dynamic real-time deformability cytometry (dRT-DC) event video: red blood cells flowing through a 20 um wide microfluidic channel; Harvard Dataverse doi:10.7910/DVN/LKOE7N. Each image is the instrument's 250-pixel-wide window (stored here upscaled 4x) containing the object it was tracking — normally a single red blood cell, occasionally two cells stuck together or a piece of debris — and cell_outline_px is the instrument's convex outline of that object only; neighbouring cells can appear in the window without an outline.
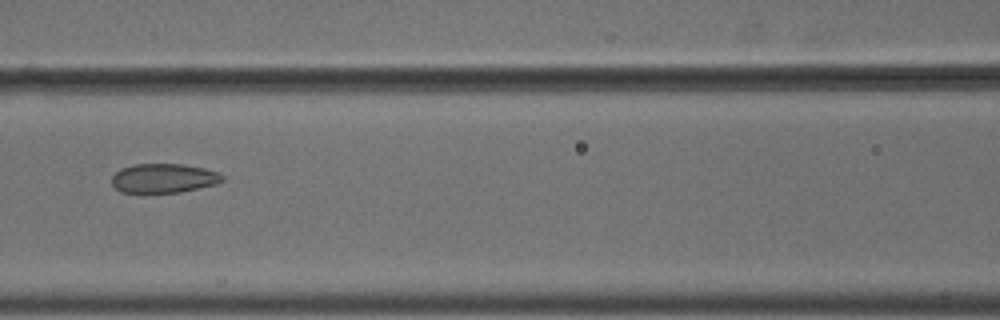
{"species": "common noctule bat (a hibernating species)", "species_latin": "Nyctalus noctula", "temperature_condition": "cold", "stored_images_in_passage": 8, "camera_frame_rate_fps": 3000, "um_per_image_px": 0.085, "animal": {"sex": "male", "body_mass_g": 18.8}, "frame": {"image": 1, "passage_image": 7, "time_ms": 2.0, "image_size_px": [1000, 320], "cell_outline_px": [[224, 180], [216, 184], [180, 192], [144, 196], [140, 196], [120, 192], [112, 184], [112, 176], [120, 168], [132, 164], [184, 164], [204, 168], [220, 172], [224, 176]], "centroid_in_image_um": [13.86, 15.19], "position_along_channel_um": 152.7, "area_um2": 19.83}}
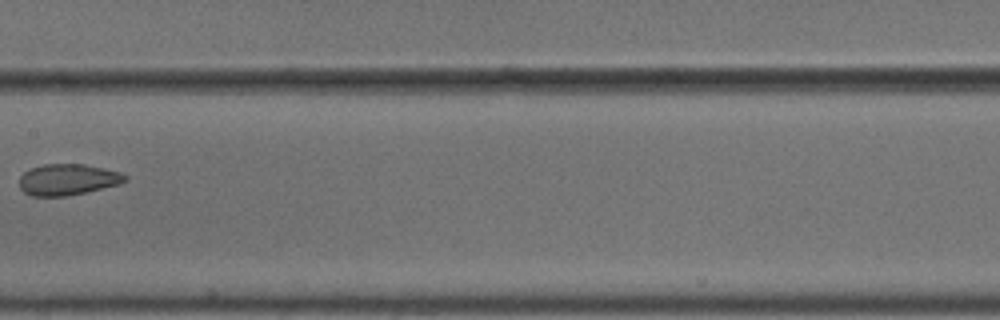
{"frame": {"image": 2, "passage_image": 8, "time_ms": 2.333, "image_size_px": [1000, 320], "cell_outline_px": [[128, 180], [120, 184], [68, 196], [32, 196], [24, 192], [20, 188], [20, 176], [24, 172], [32, 168], [44, 164], [84, 164], [104, 168], [120, 172], [128, 176]], "centroid_in_image_um": [5.78, 15.26], "position_along_channel_um": 201.6, "area_um2": 19.25}}